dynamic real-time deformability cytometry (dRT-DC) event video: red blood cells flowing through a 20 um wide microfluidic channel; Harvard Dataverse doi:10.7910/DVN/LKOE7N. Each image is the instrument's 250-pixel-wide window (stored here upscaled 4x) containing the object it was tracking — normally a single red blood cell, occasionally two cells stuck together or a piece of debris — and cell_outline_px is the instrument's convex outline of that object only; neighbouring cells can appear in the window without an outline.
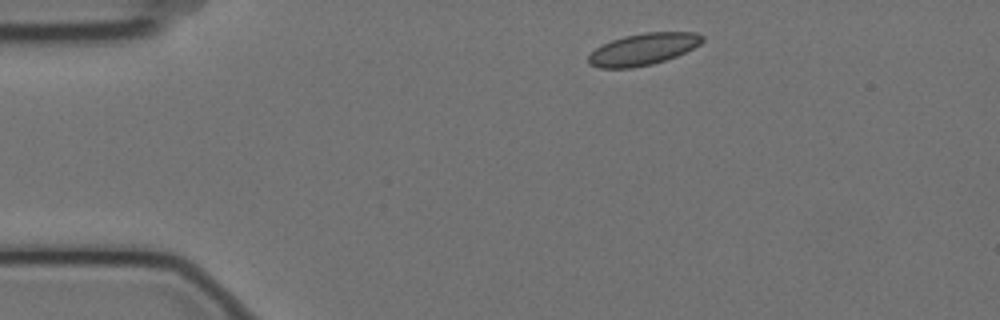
{"species": "Egyptian fruit bat (a non-hibernating species)", "species_latin": "Rousettus aegyptiacus", "temperature_condition": "cold", "stored_images_in_passage": 3, "camera_frame_rate_fps": 3000, "um_per_image_px": 0.085, "animal": {"sex": "female"}, "frame": {"image": 1, "passage_image": 1, "time_ms": 0.0, "image_size_px": [1000, 320], "cell_outline_px": [[704, 40], [700, 44], [676, 56], [652, 64], [632, 68], [600, 68], [588, 64], [588, 56], [596, 48], [612, 40], [624, 36], [644, 32], [696, 32], [704, 36]], "centroid_in_image_um": [54.67, 4.18], "position_along_channel_um": 30.3, "area_um2": 20.98}}
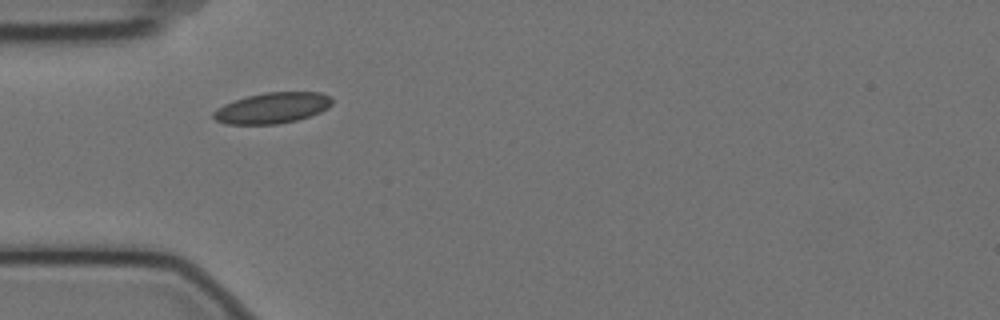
{"frame": {"image": 2, "passage_image": 2, "time_ms": 0.333, "image_size_px": [1000, 320], "cell_outline_px": [[332, 104], [328, 108], [320, 112], [296, 120], [276, 124], [224, 124], [216, 120], [212, 116], [212, 112], [224, 104], [248, 96], [264, 92], [320, 92], [332, 96]], "centroid_in_image_um": [23.16, 9.17], "position_along_channel_um": 61.8, "area_um2": 21.27}}
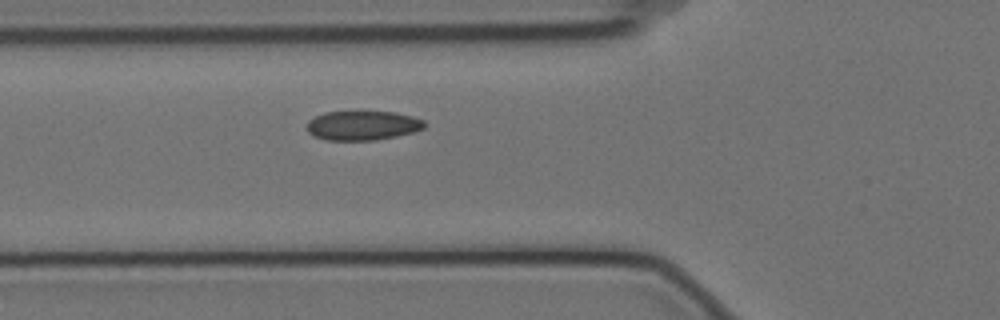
{"frame": {"image": 3, "passage_image": 3, "time_ms": 0.667, "image_size_px": [1000, 320], "cell_outline_px": [[424, 128], [412, 132], [396, 136], [376, 140], [324, 140], [312, 136], [308, 132], [308, 120], [324, 112], [396, 112], [412, 116], [424, 120]], "centroid_in_image_um": [30.8, 10.67], "position_along_channel_um": 95.0, "area_um2": 20.06}}